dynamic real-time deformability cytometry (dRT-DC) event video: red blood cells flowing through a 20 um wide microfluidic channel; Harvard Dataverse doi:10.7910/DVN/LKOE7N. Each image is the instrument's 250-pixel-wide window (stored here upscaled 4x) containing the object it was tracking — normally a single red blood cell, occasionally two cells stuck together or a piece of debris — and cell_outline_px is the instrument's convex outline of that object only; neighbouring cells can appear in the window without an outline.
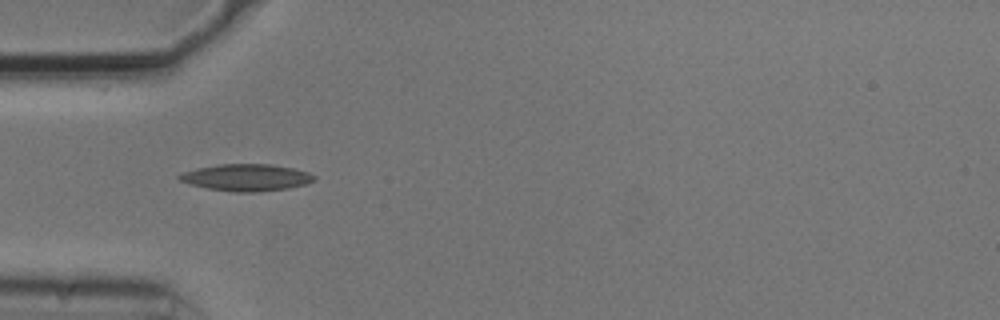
{"species": "common noctule bat (a hibernating species)", "species_latin": "Nyctalus noctula", "temperature_condition": "cold", "stored_images_in_passage": 33, "camera_frame_rate_fps": 3000, "um_per_image_px": 0.085, "animal": {"sex": "male", "body_mass_g": 20.5, "forearm_length_mm": 52.5}, "frame": {"image": 1, "passage_image": 1, "time_ms": 0.0, "image_size_px": [1000, 320], "cell_outline_px": [[316, 180], [304, 184], [288, 188], [256, 192], [232, 192], [208, 188], [192, 184], [180, 180], [176, 176], [184, 172], [196, 168], [220, 164], [272, 164], [292, 168], [308, 172], [316, 176]], "centroid_in_image_um": [20.96, 15.08], "position_along_channel_um": 64.0, "area_um2": 20.98}}
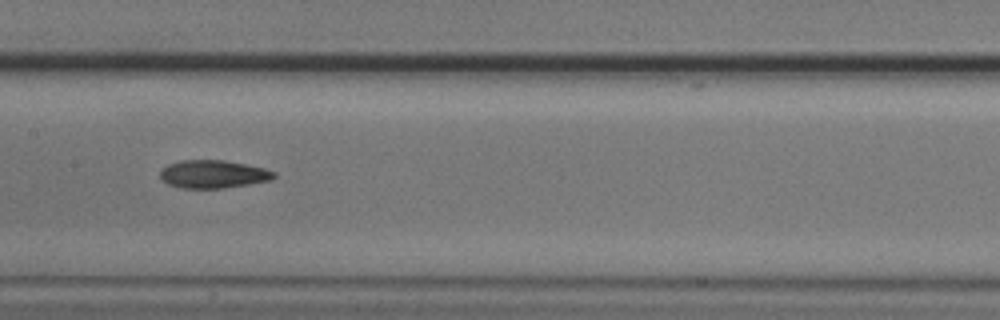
{"frame": {"image": 2, "passage_image": 11, "time_ms": 3.333, "image_size_px": [1000, 320], "cell_outline_px": [[276, 176], [272, 180], [224, 188], [180, 188], [168, 184], [160, 176], [160, 172], [168, 164], [180, 160], [224, 160], [264, 168], [276, 172]], "centroid_in_image_um": [18.14, 14.8], "position_along_channel_um": 189.3, "area_um2": 18.5}}
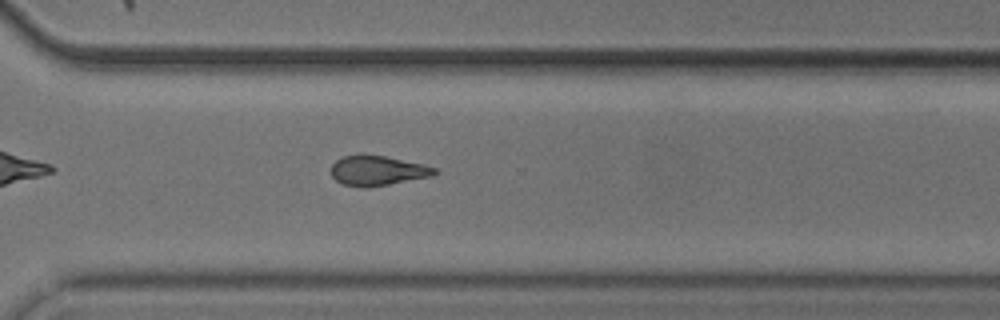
{"frame": {"image": 3, "passage_image": 23, "time_ms": 7.333, "image_size_px": [1000, 320], "cell_outline_px": [[436, 172], [432, 176], [388, 184], [360, 188], [344, 184], [336, 180], [332, 176], [332, 164], [336, 160], [344, 156], [384, 156], [424, 164], [436, 168]], "centroid_in_image_um": [32.09, 14.52], "position_along_channel_um": 338.5, "area_um2": 17.51}, "authors_computed_cell_mechanics": {"area_um2": 18.4382, "velocity_mm_per_s": 3.7496, "shape_relaxation_time_tau1_ms": 4.545, "shape_relaxation_time_tau2_ms": 3.3592, "deformation_change_tau1": 0.1437, "deformation_change_tau2": 0.1038}}